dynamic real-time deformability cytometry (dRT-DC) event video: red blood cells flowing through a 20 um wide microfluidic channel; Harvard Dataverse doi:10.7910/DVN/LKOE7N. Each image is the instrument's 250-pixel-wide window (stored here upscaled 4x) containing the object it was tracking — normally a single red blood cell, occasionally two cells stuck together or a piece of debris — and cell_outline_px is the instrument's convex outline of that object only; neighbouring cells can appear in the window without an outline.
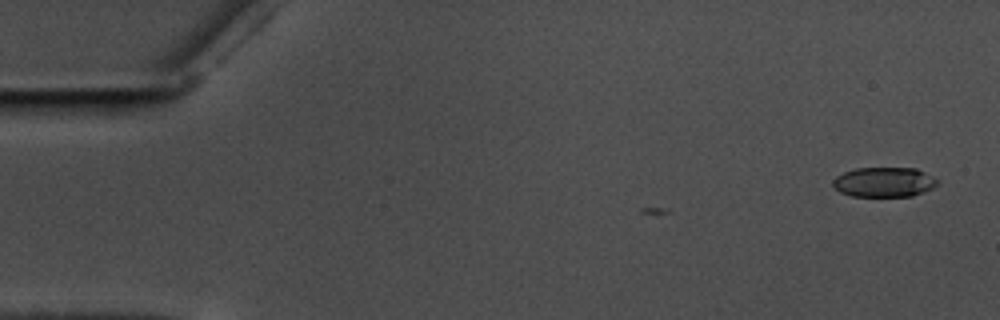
{"species": "common noctule bat (a hibernating species)", "species_latin": "Nyctalus noctula", "temperature_condition": "warm", "stored_images_in_passage": 43, "camera_frame_rate_fps": 3000, "um_per_image_px": 0.085, "animal": {"sex": "male", "body_mass_g": 17.5, "forearm_length_mm": 52.3}, "frame": {"image": 1, "passage_image": 1, "time_ms": 0.0, "image_size_px": [1000, 320], "cell_outline_px": [[940, 180], [932, 188], [912, 196], [852, 196], [840, 192], [832, 184], [832, 180], [836, 176], [844, 172], [856, 168], [916, 168]], "centroid_in_image_um": [75.14, 15.47], "position_along_channel_um": 9.9, "area_um2": 18.09}}
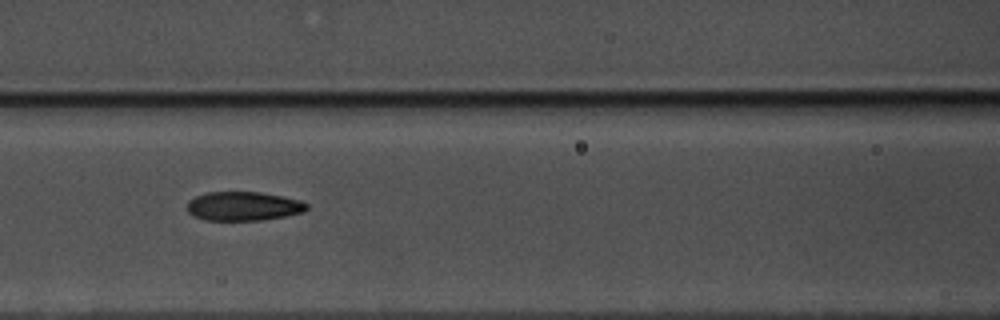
{"frame": {"image": 2, "passage_image": 24, "time_ms": 7.667, "image_size_px": [1000, 320], "cell_outline_px": [[308, 208], [304, 212], [284, 216], [260, 220], [204, 220], [188, 212], [188, 200], [196, 196], [208, 192], [260, 192], [300, 200], [308, 204]], "centroid_in_image_um": [20.69, 17.52], "position_along_channel_um": 145.9, "area_um2": 20.06}}
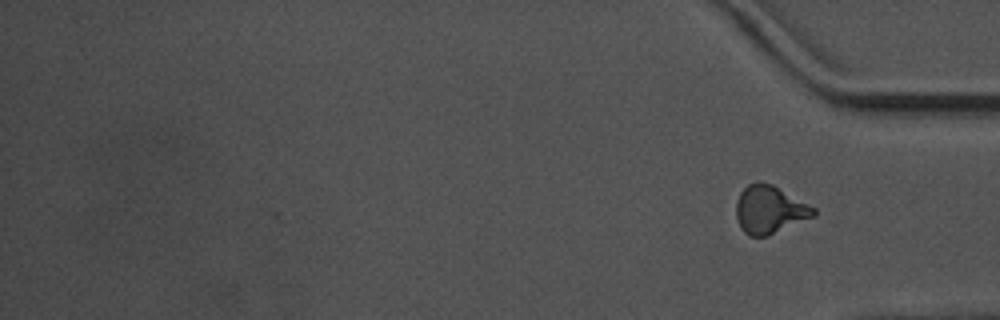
{"frame": {"image": 3, "passage_image": 43, "time_ms": 14.0, "image_size_px": [1000, 320], "cell_outline_px": [[816, 216], [768, 236], [748, 236], [740, 228], [736, 216], [736, 200], [740, 192], [748, 184], [756, 180], [772, 184], [816, 208]], "centroid_in_image_um": [65.41, 17.82], "position_along_channel_um": 369.8, "area_um2": 21.91}, "authors_computed_cell_mechanics": {"area_um2": 20.1722, "velocity_mm_per_s": 3.559, "shape_relaxation_time_tau1_ms": 4.5458, "shape_relaxation_time_tau2_ms": 1.7324, "deformation_change_tau1": 0.173, "deformation_change_tau2": 0.0837}}